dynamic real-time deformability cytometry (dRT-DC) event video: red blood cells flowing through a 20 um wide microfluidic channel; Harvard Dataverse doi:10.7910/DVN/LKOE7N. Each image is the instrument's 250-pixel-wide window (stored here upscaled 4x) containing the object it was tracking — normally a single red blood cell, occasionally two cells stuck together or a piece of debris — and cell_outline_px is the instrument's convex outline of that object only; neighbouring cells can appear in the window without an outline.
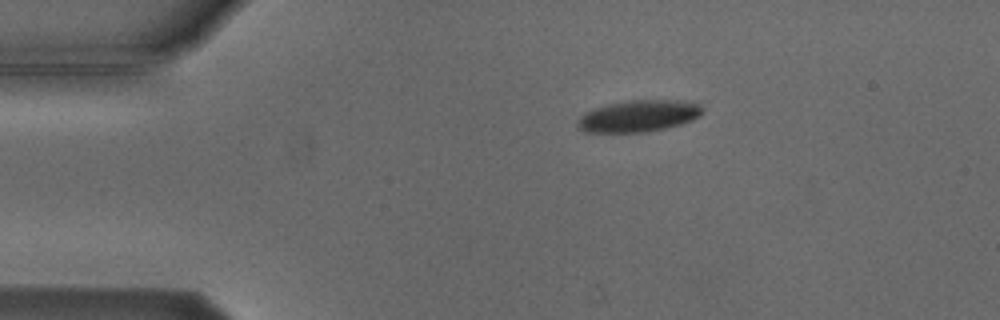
{"species": "Egyptian fruit bat (a non-hibernating species)", "species_latin": "Rousettus aegyptiacus", "temperature_condition": "cold", "stored_images_in_passage": 2, "camera_frame_rate_fps": 3000, "um_per_image_px": 0.085, "animal": {"sex": "male"}, "frame": {"image": 1, "passage_image": 1, "time_ms": 0.0, "image_size_px": [1000, 320], "cell_outline_px": [[704, 112], [700, 116], [692, 120], [680, 124], [664, 128], [644, 132], [584, 132], [576, 128], [576, 120], [584, 112], [592, 108], [608, 104], [628, 100], [692, 100], [700, 104], [704, 108]], "centroid_in_image_um": [54.28, 9.84], "position_along_channel_um": 30.7, "area_um2": 23.52}}